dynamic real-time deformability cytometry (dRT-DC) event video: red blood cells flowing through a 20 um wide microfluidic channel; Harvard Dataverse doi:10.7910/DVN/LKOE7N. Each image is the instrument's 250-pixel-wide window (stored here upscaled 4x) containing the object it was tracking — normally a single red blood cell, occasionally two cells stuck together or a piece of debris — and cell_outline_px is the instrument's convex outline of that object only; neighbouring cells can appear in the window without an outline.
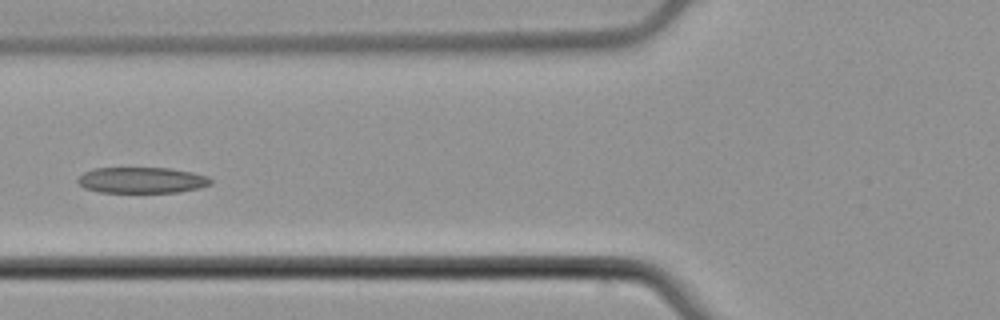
{"species": "common noctule bat (a hibernating species)", "species_latin": "Nyctalus noctula", "temperature_condition": "cold", "stored_images_in_passage": 6, "camera_frame_rate_fps": 3000, "um_per_image_px": 0.085, "animal": {"sex": "male", "body_mass_g": 21.5, "forearm_length_mm": 52.0}, "frame": {"image": 1, "passage_image": 5, "time_ms": 1.333, "image_size_px": [1000, 320], "cell_outline_px": [[212, 184], [200, 188], [180, 192], [100, 192], [84, 188], [76, 180], [84, 172], [96, 168], [172, 168], [192, 172], [208, 176], [212, 180]], "centroid_in_image_um": [12.09, 15.31], "position_along_channel_um": 113.7, "area_um2": 20.17}}
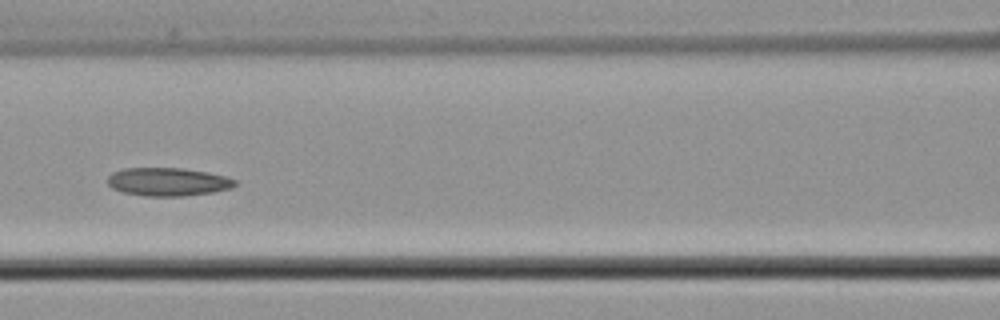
{"frame": {"image": 2, "passage_image": 6, "time_ms": 1.667, "image_size_px": [1000, 320], "cell_outline_px": [[236, 184], [232, 188], [212, 192], [184, 196], [144, 196], [124, 192], [112, 188], [108, 184], [108, 176], [112, 172], [124, 168], [184, 168], [208, 172], [224, 176], [236, 180]], "centroid_in_image_um": [14.27, 15.45], "position_along_channel_um": 152.3, "area_um2": 20.98}}